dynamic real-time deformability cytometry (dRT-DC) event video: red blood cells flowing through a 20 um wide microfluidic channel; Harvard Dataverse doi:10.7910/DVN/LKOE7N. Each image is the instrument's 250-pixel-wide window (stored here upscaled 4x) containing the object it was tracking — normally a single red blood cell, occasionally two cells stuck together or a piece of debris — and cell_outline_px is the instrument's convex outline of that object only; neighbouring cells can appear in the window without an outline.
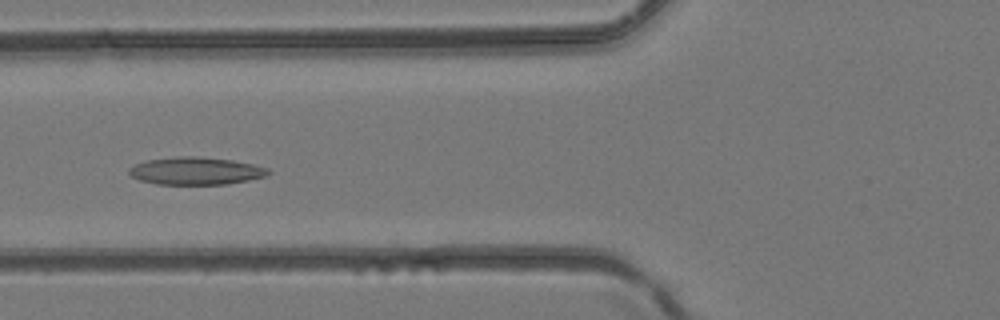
{"species": "common noctule bat (a hibernating species)", "species_latin": "Nyctalus noctula", "temperature_condition": "room temperature", "stored_images_in_passage": 31, "camera_frame_rate_fps": 3000, "um_per_image_px": 0.085, "animal": {"sex": "female", "body_mass_g": 24.6, "forearm_length_mm": 56.2}, "frame": {"image": 1, "passage_image": 11, "time_ms": 3.333, "image_size_px": [1000, 320], "cell_outline_px": [[272, 172], [264, 176], [248, 180], [228, 184], [156, 184], [140, 180], [132, 176], [128, 172], [128, 168], [136, 164], [148, 160], [176, 156], [196, 156], [232, 160], [252, 164], [268, 168]], "centroid_in_image_um": [16.64, 14.52], "position_along_channel_um": 109.2, "area_um2": 22.25}}
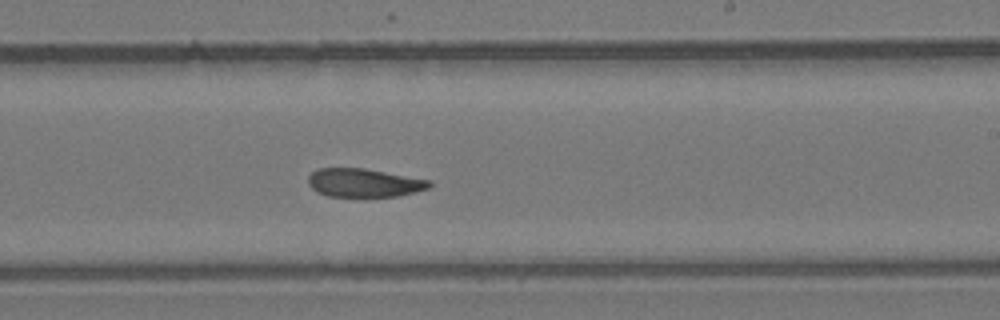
{"frame": {"image": 2, "passage_image": 20, "time_ms": 6.333, "image_size_px": [1000, 320], "cell_outline_px": [[432, 184], [428, 188], [416, 192], [396, 196], [328, 196], [316, 192], [308, 184], [308, 176], [316, 168], [364, 168], [432, 180]], "centroid_in_image_um": [30.93, 15.53], "position_along_channel_um": 258.1, "area_um2": 20.17}}
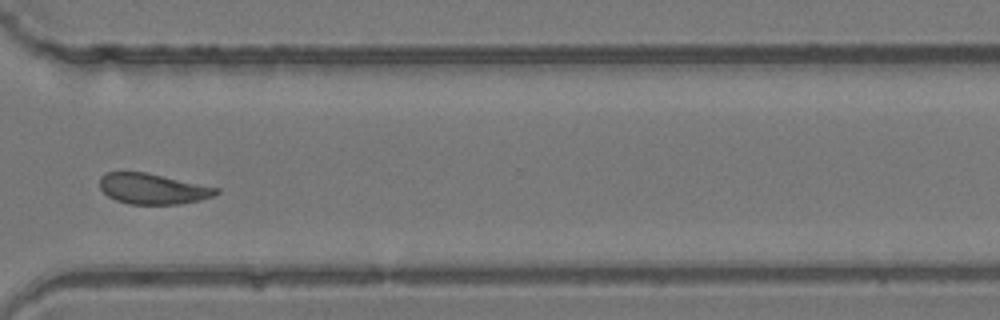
{"frame": {"image": 3, "passage_image": 26, "time_ms": 8.333, "image_size_px": [1000, 320], "cell_outline_px": [[220, 192], [212, 196], [200, 200], [180, 204], [128, 204], [116, 200], [108, 196], [100, 188], [100, 176], [104, 172], [144, 172], [220, 188]], "centroid_in_image_um": [12.97, 16.05], "position_along_channel_um": 357.6, "area_um2": 20.69}}